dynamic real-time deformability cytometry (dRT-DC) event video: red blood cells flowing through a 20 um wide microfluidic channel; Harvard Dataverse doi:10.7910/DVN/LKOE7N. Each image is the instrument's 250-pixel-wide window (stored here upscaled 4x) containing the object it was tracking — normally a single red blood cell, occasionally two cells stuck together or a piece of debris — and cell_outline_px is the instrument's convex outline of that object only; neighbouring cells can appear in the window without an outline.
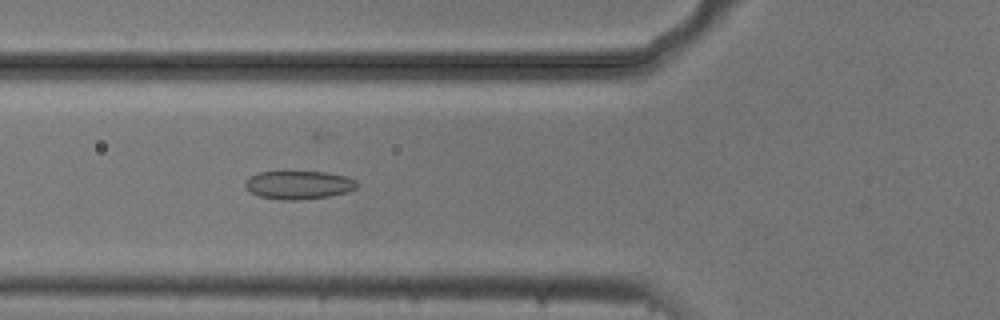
{"species": "common noctule bat (a hibernating species)", "species_latin": "Nyctalus noctula", "temperature_condition": "cold", "stored_images_in_passage": 53, "camera_frame_rate_fps": 3000, "um_per_image_px": 0.085, "animal": {"sex": "male", "body_mass_g": 20.5, "forearm_length_mm": 52.5}, "frame": {"image": 1, "passage_image": 18, "time_ms": 5.667, "image_size_px": [1000, 320], "cell_outline_px": [[360, 184], [356, 188], [344, 192], [328, 196], [300, 200], [280, 200], [260, 196], [248, 192], [244, 188], [244, 180], [248, 176], [260, 172], [328, 172], [348, 176], [356, 180]], "centroid_in_image_um": [25.35, 15.71], "position_along_channel_um": 100.5, "area_um2": 18.73}}
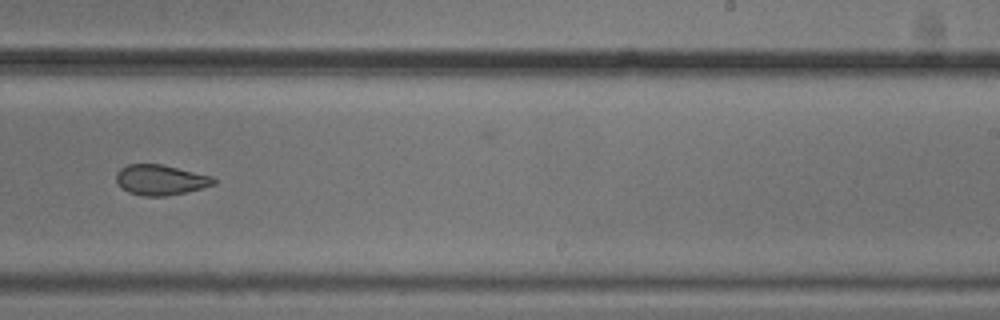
{"frame": {"image": 2, "passage_image": 32, "time_ms": 10.333, "image_size_px": [1000, 320], "cell_outline_px": [[216, 184], [184, 192], [164, 196], [144, 196], [128, 192], [120, 188], [116, 184], [116, 172], [120, 168], [128, 164], [160, 164], [212, 176], [216, 180]], "centroid_in_image_um": [13.59, 15.29], "position_along_channel_um": 275.4, "area_um2": 17.17}}
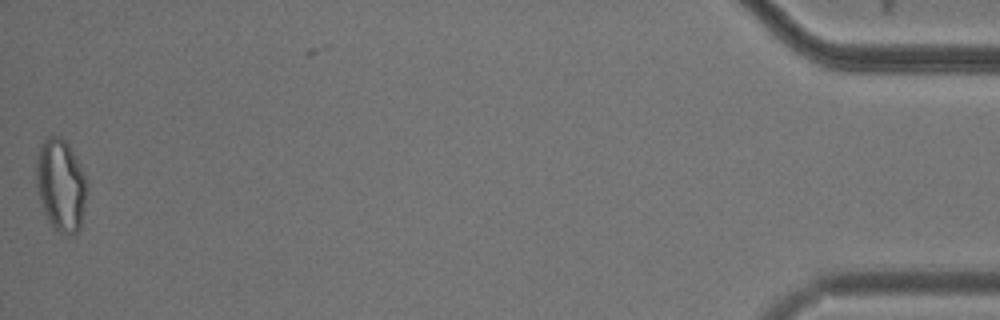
{"frame": {"image": 3, "passage_image": 52, "time_ms": 17.0, "image_size_px": [1000, 320], "cell_outline_px": [[88, 192], [80, 228], [72, 236], [60, 232], [52, 228], [44, 212], [40, 200], [36, 184], [36, 156], [40, 144], [48, 136], [60, 136], [68, 144], [76, 156], [88, 184]], "centroid_in_image_um": [5.18, 15.74], "position_along_channel_um": 430.0, "area_um2": 27.63}, "authors_computed_cell_mechanics": {"area_um2": 19.8254, "velocity_mm_per_s": 3.7381, "shape_relaxation_time_tau1_ms": null, "shape_relaxation_time_tau2_ms": 2.5126, "deformation_change_tau1": null, "deformation_change_tau2": 0.0839}}